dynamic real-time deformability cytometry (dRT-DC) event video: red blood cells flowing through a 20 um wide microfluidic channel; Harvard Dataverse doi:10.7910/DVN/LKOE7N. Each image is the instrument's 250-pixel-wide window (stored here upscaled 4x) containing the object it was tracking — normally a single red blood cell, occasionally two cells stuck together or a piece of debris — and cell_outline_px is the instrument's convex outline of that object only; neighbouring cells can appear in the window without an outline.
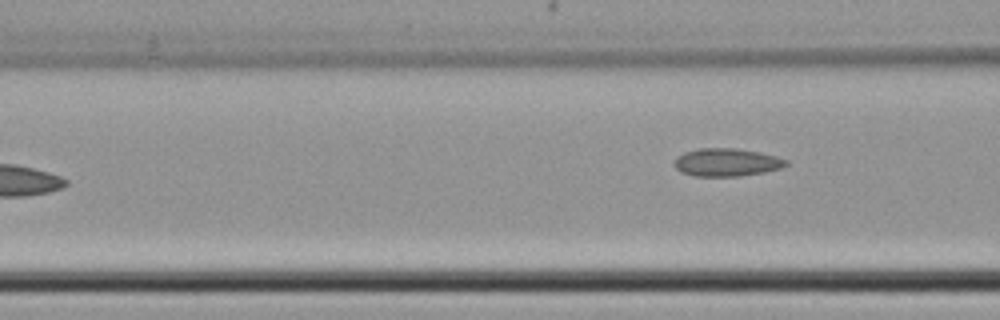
{"species": "common noctule bat (a hibernating species)", "species_latin": "Nyctalus noctula", "temperature_condition": "cold", "stored_images_in_passage": 5, "camera_frame_rate_fps": 3000, "um_per_image_px": 0.085, "animal": {"sex": "female", "body_mass_g": 22.7, "forearm_length_mm": 54.2}, "frame": {"image": 1, "passage_image": 5, "time_ms": 5.0, "image_size_px": [1000, 320], "cell_outline_px": [[788, 164], [780, 168], [764, 172], [740, 176], [692, 176], [680, 172], [672, 164], [676, 156], [684, 152], [700, 148], [736, 148], [760, 152], [776, 156], [788, 160]], "centroid_in_image_um": [61.72, 13.79], "position_along_channel_um": 104.9, "area_um2": 18.38}}